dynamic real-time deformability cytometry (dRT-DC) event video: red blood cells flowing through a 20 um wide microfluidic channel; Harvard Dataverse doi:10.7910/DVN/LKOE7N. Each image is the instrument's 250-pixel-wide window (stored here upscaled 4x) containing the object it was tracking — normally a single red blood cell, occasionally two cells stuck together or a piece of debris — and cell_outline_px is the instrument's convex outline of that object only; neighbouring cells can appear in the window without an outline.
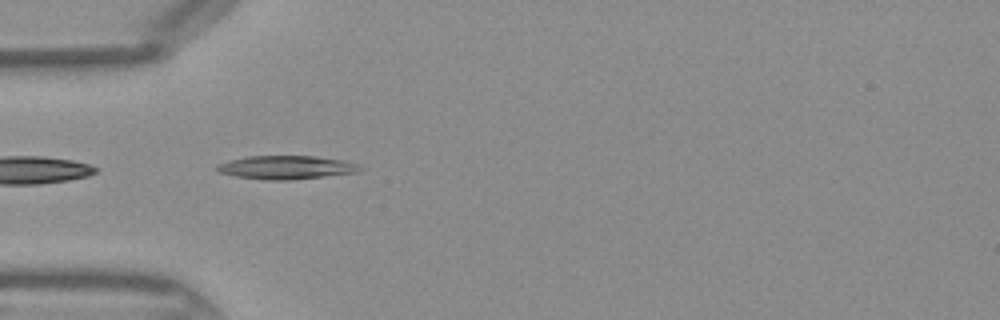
{"species": "Egyptian fruit bat (a non-hibernating species)", "species_latin": "Rousettus aegyptiacus", "temperature_condition": "warm", "stored_images_in_passage": 30, "camera_frame_rate_fps": 3000, "um_per_image_px": 0.085, "frame": {"image": 1, "passage_image": 3, "time_ms": 0.667, "image_size_px": [1000, 320], "cell_outline_px": [[364, 168], [356, 172], [324, 176], [288, 180], [268, 180], [236, 176], [220, 172], [216, 168], [216, 164], [228, 160], [248, 156], [316, 156], [344, 160], [360, 164]], "centroid_in_image_um": [24.34, 14.22], "position_along_channel_um": 60.7, "area_um2": 19.54}}
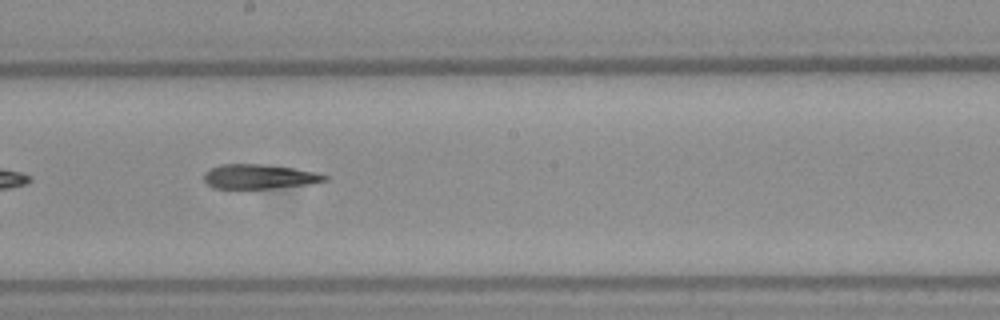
{"frame": {"image": 2, "passage_image": 14, "time_ms": 4.333, "image_size_px": [1000, 320], "cell_outline_px": [[328, 180], [308, 184], [272, 188], [212, 188], [204, 180], [204, 172], [220, 164], [260, 164], [292, 168], [316, 172], [328, 176]], "centroid_in_image_um": [22.02, 15.01], "position_along_channel_um": 226.2, "area_um2": 17.05}}
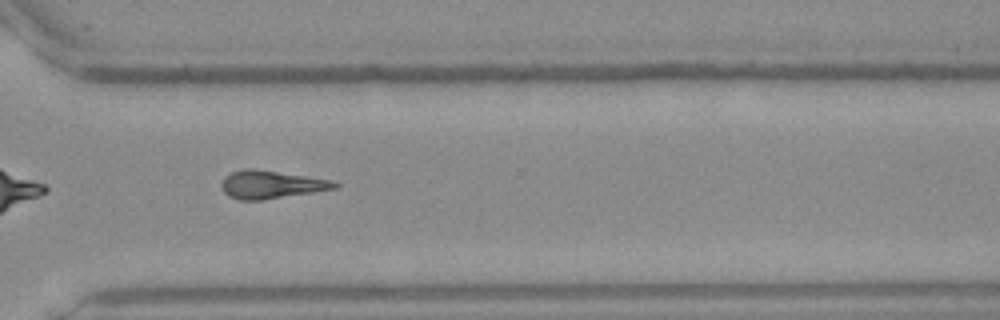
{"frame": {"image": 3, "passage_image": 22, "time_ms": 7.0, "image_size_px": [1000, 320], "cell_outline_px": [[340, 184], [336, 188], [264, 200], [240, 200], [228, 196], [224, 192], [220, 184], [224, 176], [232, 172], [244, 168], [252, 168], [332, 180]], "centroid_in_image_um": [23.0, 15.69], "position_along_channel_um": 347.6, "area_um2": 18.38}}